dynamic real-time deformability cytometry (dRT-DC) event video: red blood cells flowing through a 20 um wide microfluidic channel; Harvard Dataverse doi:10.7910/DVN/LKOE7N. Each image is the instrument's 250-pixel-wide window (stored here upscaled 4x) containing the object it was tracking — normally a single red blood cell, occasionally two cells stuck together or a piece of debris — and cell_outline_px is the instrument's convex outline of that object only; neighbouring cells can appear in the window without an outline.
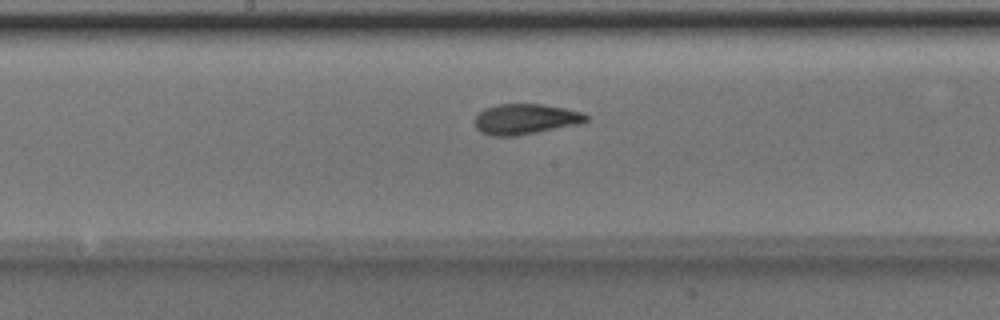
{"species": "Egyptian fruit bat (a non-hibernating species)", "species_latin": "Rousettus aegyptiacus", "temperature_condition": "room temperature", "stored_images_in_passage": 51, "camera_frame_rate_fps": 3000, "um_per_image_px": 0.085, "animal": {"sex": "male"}, "frame": {"image": 1, "passage_image": 27, "time_ms": 8.667, "image_size_px": [1000, 320], "cell_outline_px": [[588, 120], [580, 124], [536, 132], [512, 136], [492, 136], [480, 132], [476, 128], [476, 116], [484, 108], [500, 104], [540, 104], [564, 108], [584, 112], [588, 116]], "centroid_in_image_um": [44.68, 10.12], "position_along_channel_um": 203.5, "area_um2": 19.65}}
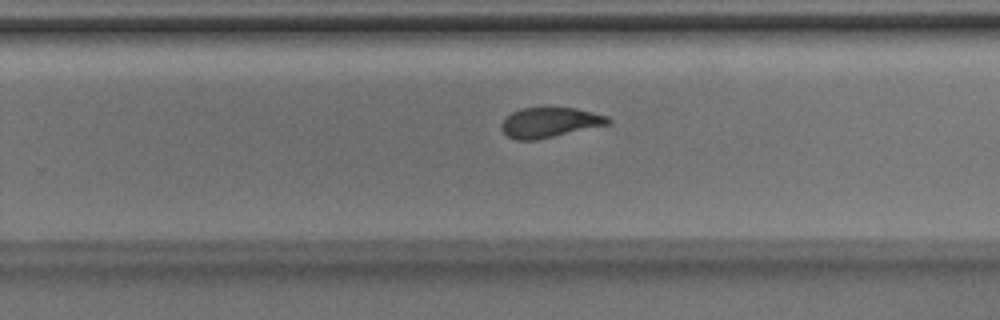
{"frame": {"image": 2, "passage_image": 33, "time_ms": 10.667, "image_size_px": [1000, 320], "cell_outline_px": [[612, 120], [608, 124], [536, 140], [516, 140], [508, 136], [500, 128], [500, 124], [512, 112], [520, 108], [576, 108], [608, 116]], "centroid_in_image_um": [46.71, 10.41], "position_along_channel_um": 283.1, "area_um2": 18.44}}
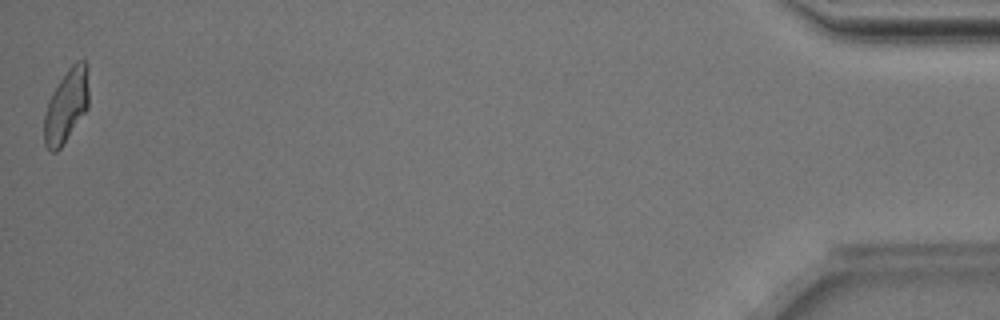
{"frame": {"image": 3, "passage_image": 51, "time_ms": 16.667, "image_size_px": [1000, 320], "cell_outline_px": [[88, 108], [60, 148], [56, 152], [52, 152], [44, 144], [44, 116], [52, 92], [68, 68], [76, 60], [84, 60], [88, 64]], "centroid_in_image_um": [5.65, 8.96], "position_along_channel_um": 429.5, "area_um2": 18.96}, "authors_computed_cell_mechanics": {"area_um2": 19.7098, "velocity_mm_per_s": 4.003, "shape_relaxation_time_tau1_ms": 4.1242, "shape_relaxation_time_tau2_ms": 1.2624, "deformation_change_tau1": 0.1695, "deformation_change_tau2": 0.076}}